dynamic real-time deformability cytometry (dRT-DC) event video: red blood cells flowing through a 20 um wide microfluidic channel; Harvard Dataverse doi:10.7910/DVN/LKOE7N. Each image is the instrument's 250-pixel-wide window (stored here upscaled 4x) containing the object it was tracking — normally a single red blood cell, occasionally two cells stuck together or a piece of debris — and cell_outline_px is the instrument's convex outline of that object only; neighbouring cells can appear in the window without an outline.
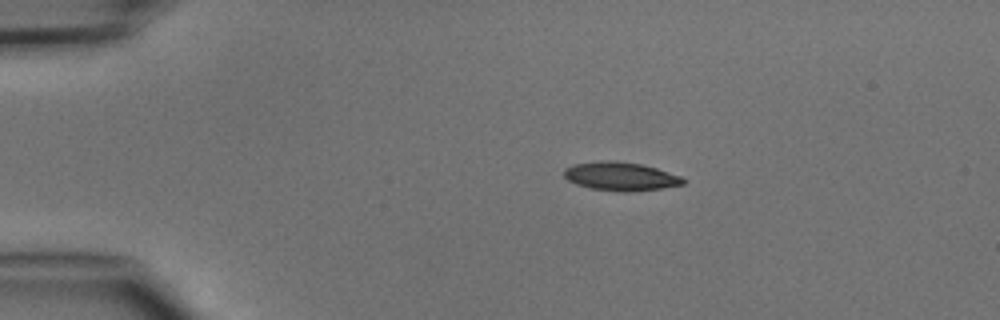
{"species": "common noctule bat (a hibernating species)", "species_latin": "Nyctalus noctula", "temperature_condition": "cold", "stored_images_in_passage": 4, "camera_frame_rate_fps": 3000, "um_per_image_px": 0.085, "animal": {"sex": "male", "body_mass_g": 15.6}, "frame": {"image": 1, "passage_image": 2, "time_ms": 2.0, "image_size_px": [1000, 320], "cell_outline_px": [[688, 180], [684, 184], [660, 188], [628, 192], [620, 192], [592, 188], [576, 184], [568, 180], [564, 176], [564, 168], [572, 164], [600, 160], [612, 160], [640, 164], [656, 168], [680, 176]], "centroid_in_image_um": [52.73, 14.98], "position_along_channel_um": 32.3, "area_um2": 19.83}}
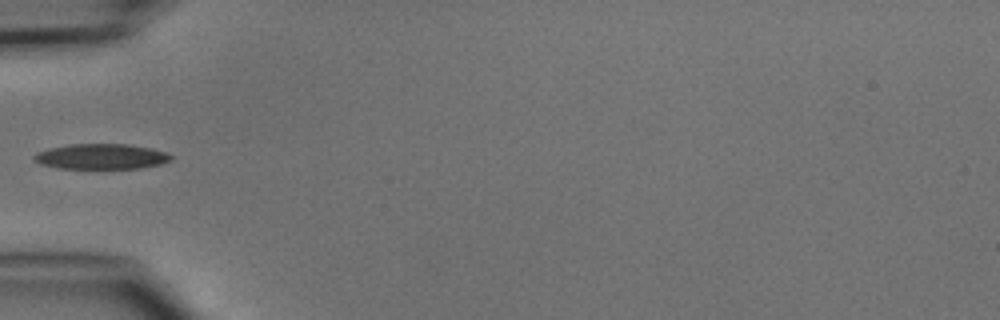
{"frame": {"image": 2, "passage_image": 4, "time_ms": 4.333, "image_size_px": [1000, 320], "cell_outline_px": [[172, 160], [160, 164], [140, 168], [60, 168], [40, 164], [32, 160], [32, 156], [36, 152], [48, 148], [68, 144], [128, 144], [152, 148], [168, 152], [172, 156]], "centroid_in_image_um": [8.59, 13.29], "position_along_channel_um": 76.4, "area_um2": 20.4}}